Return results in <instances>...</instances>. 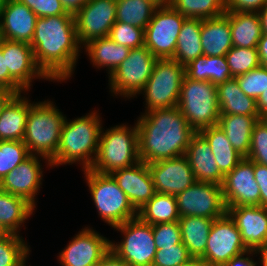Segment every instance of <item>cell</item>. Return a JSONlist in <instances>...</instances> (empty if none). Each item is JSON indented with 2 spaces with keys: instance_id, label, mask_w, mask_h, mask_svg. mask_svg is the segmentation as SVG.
<instances>
[{
  "instance_id": "obj_1",
  "label": "cell",
  "mask_w": 267,
  "mask_h": 266,
  "mask_svg": "<svg viewBox=\"0 0 267 266\" xmlns=\"http://www.w3.org/2000/svg\"><path fill=\"white\" fill-rule=\"evenodd\" d=\"M30 46L38 67L51 81L69 80L83 48L74 15L38 17Z\"/></svg>"
},
{
  "instance_id": "obj_2",
  "label": "cell",
  "mask_w": 267,
  "mask_h": 266,
  "mask_svg": "<svg viewBox=\"0 0 267 266\" xmlns=\"http://www.w3.org/2000/svg\"><path fill=\"white\" fill-rule=\"evenodd\" d=\"M136 125L138 155L147 164L185 155L196 133L178 107L142 113Z\"/></svg>"
},
{
  "instance_id": "obj_3",
  "label": "cell",
  "mask_w": 267,
  "mask_h": 266,
  "mask_svg": "<svg viewBox=\"0 0 267 266\" xmlns=\"http://www.w3.org/2000/svg\"><path fill=\"white\" fill-rule=\"evenodd\" d=\"M100 117L94 110L69 122L65 118L56 155L50 161L51 167L79 162L82 171L91 168L98 152L101 130L104 129Z\"/></svg>"
},
{
  "instance_id": "obj_4",
  "label": "cell",
  "mask_w": 267,
  "mask_h": 266,
  "mask_svg": "<svg viewBox=\"0 0 267 266\" xmlns=\"http://www.w3.org/2000/svg\"><path fill=\"white\" fill-rule=\"evenodd\" d=\"M66 116L51 101L35 102L28 112L23 142L30 155L41 156L51 168Z\"/></svg>"
},
{
  "instance_id": "obj_5",
  "label": "cell",
  "mask_w": 267,
  "mask_h": 266,
  "mask_svg": "<svg viewBox=\"0 0 267 266\" xmlns=\"http://www.w3.org/2000/svg\"><path fill=\"white\" fill-rule=\"evenodd\" d=\"M140 162L138 155V128L126 124L101 130L98 152L90 170L111 174Z\"/></svg>"
},
{
  "instance_id": "obj_6",
  "label": "cell",
  "mask_w": 267,
  "mask_h": 266,
  "mask_svg": "<svg viewBox=\"0 0 267 266\" xmlns=\"http://www.w3.org/2000/svg\"><path fill=\"white\" fill-rule=\"evenodd\" d=\"M177 107L195 132L218 125L217 86L210 81L192 80L185 75Z\"/></svg>"
},
{
  "instance_id": "obj_7",
  "label": "cell",
  "mask_w": 267,
  "mask_h": 266,
  "mask_svg": "<svg viewBox=\"0 0 267 266\" xmlns=\"http://www.w3.org/2000/svg\"><path fill=\"white\" fill-rule=\"evenodd\" d=\"M92 200L101 219L115 227L137 217L125 192L110 174H100L90 169L84 170Z\"/></svg>"
},
{
  "instance_id": "obj_8",
  "label": "cell",
  "mask_w": 267,
  "mask_h": 266,
  "mask_svg": "<svg viewBox=\"0 0 267 266\" xmlns=\"http://www.w3.org/2000/svg\"><path fill=\"white\" fill-rule=\"evenodd\" d=\"M184 76L185 66L176 60L158 59L153 73L141 91L146 102L145 111L177 107Z\"/></svg>"
},
{
  "instance_id": "obj_9",
  "label": "cell",
  "mask_w": 267,
  "mask_h": 266,
  "mask_svg": "<svg viewBox=\"0 0 267 266\" xmlns=\"http://www.w3.org/2000/svg\"><path fill=\"white\" fill-rule=\"evenodd\" d=\"M114 229L123 234L121 242L110 243V250L129 266H152L157 251L152 225L138 217L128 220Z\"/></svg>"
},
{
  "instance_id": "obj_10",
  "label": "cell",
  "mask_w": 267,
  "mask_h": 266,
  "mask_svg": "<svg viewBox=\"0 0 267 266\" xmlns=\"http://www.w3.org/2000/svg\"><path fill=\"white\" fill-rule=\"evenodd\" d=\"M157 60L145 46L130 49L128 57L108 77L111 93L124 98L140 94Z\"/></svg>"
},
{
  "instance_id": "obj_11",
  "label": "cell",
  "mask_w": 267,
  "mask_h": 266,
  "mask_svg": "<svg viewBox=\"0 0 267 266\" xmlns=\"http://www.w3.org/2000/svg\"><path fill=\"white\" fill-rule=\"evenodd\" d=\"M186 19L171 4L158 6L144 29V46L158 59L173 58L177 38Z\"/></svg>"
},
{
  "instance_id": "obj_12",
  "label": "cell",
  "mask_w": 267,
  "mask_h": 266,
  "mask_svg": "<svg viewBox=\"0 0 267 266\" xmlns=\"http://www.w3.org/2000/svg\"><path fill=\"white\" fill-rule=\"evenodd\" d=\"M247 251L234 220L226 213L213 221L201 259L207 266H223Z\"/></svg>"
},
{
  "instance_id": "obj_13",
  "label": "cell",
  "mask_w": 267,
  "mask_h": 266,
  "mask_svg": "<svg viewBox=\"0 0 267 266\" xmlns=\"http://www.w3.org/2000/svg\"><path fill=\"white\" fill-rule=\"evenodd\" d=\"M180 217L199 216L217 219L227 213L222 186L195 181L176 196Z\"/></svg>"
},
{
  "instance_id": "obj_14",
  "label": "cell",
  "mask_w": 267,
  "mask_h": 266,
  "mask_svg": "<svg viewBox=\"0 0 267 266\" xmlns=\"http://www.w3.org/2000/svg\"><path fill=\"white\" fill-rule=\"evenodd\" d=\"M116 0H89L75 15V26L81 46L109 36L116 22Z\"/></svg>"
},
{
  "instance_id": "obj_15",
  "label": "cell",
  "mask_w": 267,
  "mask_h": 266,
  "mask_svg": "<svg viewBox=\"0 0 267 266\" xmlns=\"http://www.w3.org/2000/svg\"><path fill=\"white\" fill-rule=\"evenodd\" d=\"M226 207L260 206V187L254 176V162L244 157L224 176L222 183Z\"/></svg>"
},
{
  "instance_id": "obj_16",
  "label": "cell",
  "mask_w": 267,
  "mask_h": 266,
  "mask_svg": "<svg viewBox=\"0 0 267 266\" xmlns=\"http://www.w3.org/2000/svg\"><path fill=\"white\" fill-rule=\"evenodd\" d=\"M111 241L92 228L85 227L59 252L62 266H97L110 251Z\"/></svg>"
},
{
  "instance_id": "obj_17",
  "label": "cell",
  "mask_w": 267,
  "mask_h": 266,
  "mask_svg": "<svg viewBox=\"0 0 267 266\" xmlns=\"http://www.w3.org/2000/svg\"><path fill=\"white\" fill-rule=\"evenodd\" d=\"M148 168L155 193L177 196L196 181L185 155L149 163Z\"/></svg>"
},
{
  "instance_id": "obj_18",
  "label": "cell",
  "mask_w": 267,
  "mask_h": 266,
  "mask_svg": "<svg viewBox=\"0 0 267 266\" xmlns=\"http://www.w3.org/2000/svg\"><path fill=\"white\" fill-rule=\"evenodd\" d=\"M0 49L5 58L9 74L26 90L29 91L32 80L50 79L38 67L30 44L25 42L2 39Z\"/></svg>"
},
{
  "instance_id": "obj_19",
  "label": "cell",
  "mask_w": 267,
  "mask_h": 266,
  "mask_svg": "<svg viewBox=\"0 0 267 266\" xmlns=\"http://www.w3.org/2000/svg\"><path fill=\"white\" fill-rule=\"evenodd\" d=\"M41 156L30 155L0 181V190L25 198L36 208L35 197L43 180Z\"/></svg>"
},
{
  "instance_id": "obj_20",
  "label": "cell",
  "mask_w": 267,
  "mask_h": 266,
  "mask_svg": "<svg viewBox=\"0 0 267 266\" xmlns=\"http://www.w3.org/2000/svg\"><path fill=\"white\" fill-rule=\"evenodd\" d=\"M125 192L136 211L140 210L155 194L153 179L148 164L143 161L110 174Z\"/></svg>"
},
{
  "instance_id": "obj_21",
  "label": "cell",
  "mask_w": 267,
  "mask_h": 266,
  "mask_svg": "<svg viewBox=\"0 0 267 266\" xmlns=\"http://www.w3.org/2000/svg\"><path fill=\"white\" fill-rule=\"evenodd\" d=\"M227 213L234 220L244 245L256 250L267 241V208L261 206L228 207Z\"/></svg>"
},
{
  "instance_id": "obj_22",
  "label": "cell",
  "mask_w": 267,
  "mask_h": 266,
  "mask_svg": "<svg viewBox=\"0 0 267 266\" xmlns=\"http://www.w3.org/2000/svg\"><path fill=\"white\" fill-rule=\"evenodd\" d=\"M38 16L18 0H6L0 17L2 39L30 44Z\"/></svg>"
},
{
  "instance_id": "obj_23",
  "label": "cell",
  "mask_w": 267,
  "mask_h": 266,
  "mask_svg": "<svg viewBox=\"0 0 267 266\" xmlns=\"http://www.w3.org/2000/svg\"><path fill=\"white\" fill-rule=\"evenodd\" d=\"M185 156L196 181L222 185L224 175L217 166L210 145L199 132L192 136Z\"/></svg>"
},
{
  "instance_id": "obj_24",
  "label": "cell",
  "mask_w": 267,
  "mask_h": 266,
  "mask_svg": "<svg viewBox=\"0 0 267 266\" xmlns=\"http://www.w3.org/2000/svg\"><path fill=\"white\" fill-rule=\"evenodd\" d=\"M229 12L224 15L202 20L201 45L205 56H225L233 47Z\"/></svg>"
},
{
  "instance_id": "obj_25",
  "label": "cell",
  "mask_w": 267,
  "mask_h": 266,
  "mask_svg": "<svg viewBox=\"0 0 267 266\" xmlns=\"http://www.w3.org/2000/svg\"><path fill=\"white\" fill-rule=\"evenodd\" d=\"M33 104L21 94L7 103L0 115V141H23L28 112Z\"/></svg>"
},
{
  "instance_id": "obj_26",
  "label": "cell",
  "mask_w": 267,
  "mask_h": 266,
  "mask_svg": "<svg viewBox=\"0 0 267 266\" xmlns=\"http://www.w3.org/2000/svg\"><path fill=\"white\" fill-rule=\"evenodd\" d=\"M220 115L259 116L256 100L248 97L235 77L217 85Z\"/></svg>"
},
{
  "instance_id": "obj_27",
  "label": "cell",
  "mask_w": 267,
  "mask_h": 266,
  "mask_svg": "<svg viewBox=\"0 0 267 266\" xmlns=\"http://www.w3.org/2000/svg\"><path fill=\"white\" fill-rule=\"evenodd\" d=\"M260 116L220 115L218 126L224 131L233 148L243 157H248L254 125Z\"/></svg>"
},
{
  "instance_id": "obj_28",
  "label": "cell",
  "mask_w": 267,
  "mask_h": 266,
  "mask_svg": "<svg viewBox=\"0 0 267 266\" xmlns=\"http://www.w3.org/2000/svg\"><path fill=\"white\" fill-rule=\"evenodd\" d=\"M82 47H84L94 67L108 69V76L128 57L130 51L128 47L117 44L108 36L93 39Z\"/></svg>"
},
{
  "instance_id": "obj_29",
  "label": "cell",
  "mask_w": 267,
  "mask_h": 266,
  "mask_svg": "<svg viewBox=\"0 0 267 266\" xmlns=\"http://www.w3.org/2000/svg\"><path fill=\"white\" fill-rule=\"evenodd\" d=\"M34 208L25 198L0 190V228L5 233L20 235V227Z\"/></svg>"
},
{
  "instance_id": "obj_30",
  "label": "cell",
  "mask_w": 267,
  "mask_h": 266,
  "mask_svg": "<svg viewBox=\"0 0 267 266\" xmlns=\"http://www.w3.org/2000/svg\"><path fill=\"white\" fill-rule=\"evenodd\" d=\"M233 47L257 48L262 28L258 13L229 12Z\"/></svg>"
},
{
  "instance_id": "obj_31",
  "label": "cell",
  "mask_w": 267,
  "mask_h": 266,
  "mask_svg": "<svg viewBox=\"0 0 267 266\" xmlns=\"http://www.w3.org/2000/svg\"><path fill=\"white\" fill-rule=\"evenodd\" d=\"M199 133L206 139L215 157L218 168L225 176L244 158L231 145L218 125L204 128Z\"/></svg>"
},
{
  "instance_id": "obj_32",
  "label": "cell",
  "mask_w": 267,
  "mask_h": 266,
  "mask_svg": "<svg viewBox=\"0 0 267 266\" xmlns=\"http://www.w3.org/2000/svg\"><path fill=\"white\" fill-rule=\"evenodd\" d=\"M181 239L191 257L201 258L207 246V239L214 219L185 216L178 220Z\"/></svg>"
},
{
  "instance_id": "obj_33",
  "label": "cell",
  "mask_w": 267,
  "mask_h": 266,
  "mask_svg": "<svg viewBox=\"0 0 267 266\" xmlns=\"http://www.w3.org/2000/svg\"><path fill=\"white\" fill-rule=\"evenodd\" d=\"M185 75L198 81H210L214 85L233 78L225 56H199L185 66Z\"/></svg>"
},
{
  "instance_id": "obj_34",
  "label": "cell",
  "mask_w": 267,
  "mask_h": 266,
  "mask_svg": "<svg viewBox=\"0 0 267 266\" xmlns=\"http://www.w3.org/2000/svg\"><path fill=\"white\" fill-rule=\"evenodd\" d=\"M202 19L187 18L177 38L176 50L172 59L186 66L203 55L201 45Z\"/></svg>"
},
{
  "instance_id": "obj_35",
  "label": "cell",
  "mask_w": 267,
  "mask_h": 266,
  "mask_svg": "<svg viewBox=\"0 0 267 266\" xmlns=\"http://www.w3.org/2000/svg\"><path fill=\"white\" fill-rule=\"evenodd\" d=\"M137 217L151 225L166 222H176L180 219L176 196L155 193L140 210Z\"/></svg>"
},
{
  "instance_id": "obj_36",
  "label": "cell",
  "mask_w": 267,
  "mask_h": 266,
  "mask_svg": "<svg viewBox=\"0 0 267 266\" xmlns=\"http://www.w3.org/2000/svg\"><path fill=\"white\" fill-rule=\"evenodd\" d=\"M157 8L151 0H116V21L145 29Z\"/></svg>"
},
{
  "instance_id": "obj_37",
  "label": "cell",
  "mask_w": 267,
  "mask_h": 266,
  "mask_svg": "<svg viewBox=\"0 0 267 266\" xmlns=\"http://www.w3.org/2000/svg\"><path fill=\"white\" fill-rule=\"evenodd\" d=\"M170 4L186 18L204 20L225 14V0H171Z\"/></svg>"
},
{
  "instance_id": "obj_38",
  "label": "cell",
  "mask_w": 267,
  "mask_h": 266,
  "mask_svg": "<svg viewBox=\"0 0 267 266\" xmlns=\"http://www.w3.org/2000/svg\"><path fill=\"white\" fill-rule=\"evenodd\" d=\"M22 238L12 233L0 237V266H19L29 257L30 246Z\"/></svg>"
},
{
  "instance_id": "obj_39",
  "label": "cell",
  "mask_w": 267,
  "mask_h": 266,
  "mask_svg": "<svg viewBox=\"0 0 267 266\" xmlns=\"http://www.w3.org/2000/svg\"><path fill=\"white\" fill-rule=\"evenodd\" d=\"M225 57L232 77L243 75L261 65L257 48L232 47Z\"/></svg>"
},
{
  "instance_id": "obj_40",
  "label": "cell",
  "mask_w": 267,
  "mask_h": 266,
  "mask_svg": "<svg viewBox=\"0 0 267 266\" xmlns=\"http://www.w3.org/2000/svg\"><path fill=\"white\" fill-rule=\"evenodd\" d=\"M29 156L23 141H0V181Z\"/></svg>"
},
{
  "instance_id": "obj_41",
  "label": "cell",
  "mask_w": 267,
  "mask_h": 266,
  "mask_svg": "<svg viewBox=\"0 0 267 266\" xmlns=\"http://www.w3.org/2000/svg\"><path fill=\"white\" fill-rule=\"evenodd\" d=\"M108 37L117 44L134 49L144 46L145 32L142 28L116 21Z\"/></svg>"
},
{
  "instance_id": "obj_42",
  "label": "cell",
  "mask_w": 267,
  "mask_h": 266,
  "mask_svg": "<svg viewBox=\"0 0 267 266\" xmlns=\"http://www.w3.org/2000/svg\"><path fill=\"white\" fill-rule=\"evenodd\" d=\"M235 78L241 90L255 100L267 90V69L262 65Z\"/></svg>"
},
{
  "instance_id": "obj_43",
  "label": "cell",
  "mask_w": 267,
  "mask_h": 266,
  "mask_svg": "<svg viewBox=\"0 0 267 266\" xmlns=\"http://www.w3.org/2000/svg\"><path fill=\"white\" fill-rule=\"evenodd\" d=\"M247 158L267 166V126L260 120L253 127L251 146Z\"/></svg>"
},
{
  "instance_id": "obj_44",
  "label": "cell",
  "mask_w": 267,
  "mask_h": 266,
  "mask_svg": "<svg viewBox=\"0 0 267 266\" xmlns=\"http://www.w3.org/2000/svg\"><path fill=\"white\" fill-rule=\"evenodd\" d=\"M152 232L157 250L182 242L179 221L152 225Z\"/></svg>"
},
{
  "instance_id": "obj_45",
  "label": "cell",
  "mask_w": 267,
  "mask_h": 266,
  "mask_svg": "<svg viewBox=\"0 0 267 266\" xmlns=\"http://www.w3.org/2000/svg\"><path fill=\"white\" fill-rule=\"evenodd\" d=\"M190 258L191 256L186 246L181 242L158 249L155 253L152 266H177Z\"/></svg>"
},
{
  "instance_id": "obj_46",
  "label": "cell",
  "mask_w": 267,
  "mask_h": 266,
  "mask_svg": "<svg viewBox=\"0 0 267 266\" xmlns=\"http://www.w3.org/2000/svg\"><path fill=\"white\" fill-rule=\"evenodd\" d=\"M29 7L38 17H50L67 13L60 0H18Z\"/></svg>"
},
{
  "instance_id": "obj_47",
  "label": "cell",
  "mask_w": 267,
  "mask_h": 266,
  "mask_svg": "<svg viewBox=\"0 0 267 266\" xmlns=\"http://www.w3.org/2000/svg\"><path fill=\"white\" fill-rule=\"evenodd\" d=\"M267 0H225V12H255L260 11Z\"/></svg>"
},
{
  "instance_id": "obj_48",
  "label": "cell",
  "mask_w": 267,
  "mask_h": 266,
  "mask_svg": "<svg viewBox=\"0 0 267 266\" xmlns=\"http://www.w3.org/2000/svg\"><path fill=\"white\" fill-rule=\"evenodd\" d=\"M0 86L14 91L16 94L27 92L10 74L6 68L5 58L0 49Z\"/></svg>"
},
{
  "instance_id": "obj_49",
  "label": "cell",
  "mask_w": 267,
  "mask_h": 266,
  "mask_svg": "<svg viewBox=\"0 0 267 266\" xmlns=\"http://www.w3.org/2000/svg\"><path fill=\"white\" fill-rule=\"evenodd\" d=\"M254 176L260 187V206L267 208V166L254 162Z\"/></svg>"
},
{
  "instance_id": "obj_50",
  "label": "cell",
  "mask_w": 267,
  "mask_h": 266,
  "mask_svg": "<svg viewBox=\"0 0 267 266\" xmlns=\"http://www.w3.org/2000/svg\"><path fill=\"white\" fill-rule=\"evenodd\" d=\"M254 250H248L237 257L232 258L230 261L225 263L223 266H256L258 263L254 261L250 256L255 255ZM247 255L246 257H244ZM250 255V256H249Z\"/></svg>"
},
{
  "instance_id": "obj_51",
  "label": "cell",
  "mask_w": 267,
  "mask_h": 266,
  "mask_svg": "<svg viewBox=\"0 0 267 266\" xmlns=\"http://www.w3.org/2000/svg\"><path fill=\"white\" fill-rule=\"evenodd\" d=\"M97 266H129L118 258L111 250L101 259Z\"/></svg>"
},
{
  "instance_id": "obj_52",
  "label": "cell",
  "mask_w": 267,
  "mask_h": 266,
  "mask_svg": "<svg viewBox=\"0 0 267 266\" xmlns=\"http://www.w3.org/2000/svg\"><path fill=\"white\" fill-rule=\"evenodd\" d=\"M67 13L75 15L89 0H60Z\"/></svg>"
},
{
  "instance_id": "obj_53",
  "label": "cell",
  "mask_w": 267,
  "mask_h": 266,
  "mask_svg": "<svg viewBox=\"0 0 267 266\" xmlns=\"http://www.w3.org/2000/svg\"><path fill=\"white\" fill-rule=\"evenodd\" d=\"M261 65L267 69V34H263L257 45Z\"/></svg>"
},
{
  "instance_id": "obj_54",
  "label": "cell",
  "mask_w": 267,
  "mask_h": 266,
  "mask_svg": "<svg viewBox=\"0 0 267 266\" xmlns=\"http://www.w3.org/2000/svg\"><path fill=\"white\" fill-rule=\"evenodd\" d=\"M16 95V93L8 88L0 86V115L7 103Z\"/></svg>"
},
{
  "instance_id": "obj_55",
  "label": "cell",
  "mask_w": 267,
  "mask_h": 266,
  "mask_svg": "<svg viewBox=\"0 0 267 266\" xmlns=\"http://www.w3.org/2000/svg\"><path fill=\"white\" fill-rule=\"evenodd\" d=\"M256 106L259 116L267 111V90L262 92L256 100Z\"/></svg>"
},
{
  "instance_id": "obj_56",
  "label": "cell",
  "mask_w": 267,
  "mask_h": 266,
  "mask_svg": "<svg viewBox=\"0 0 267 266\" xmlns=\"http://www.w3.org/2000/svg\"><path fill=\"white\" fill-rule=\"evenodd\" d=\"M255 253L259 255L260 253V260L259 263L262 266H267V241L263 244L260 245L256 250Z\"/></svg>"
},
{
  "instance_id": "obj_57",
  "label": "cell",
  "mask_w": 267,
  "mask_h": 266,
  "mask_svg": "<svg viewBox=\"0 0 267 266\" xmlns=\"http://www.w3.org/2000/svg\"><path fill=\"white\" fill-rule=\"evenodd\" d=\"M257 13L261 22L262 33L267 34V4Z\"/></svg>"
},
{
  "instance_id": "obj_58",
  "label": "cell",
  "mask_w": 267,
  "mask_h": 266,
  "mask_svg": "<svg viewBox=\"0 0 267 266\" xmlns=\"http://www.w3.org/2000/svg\"><path fill=\"white\" fill-rule=\"evenodd\" d=\"M177 266H207L201 258L191 257L187 261L177 265Z\"/></svg>"
},
{
  "instance_id": "obj_59",
  "label": "cell",
  "mask_w": 267,
  "mask_h": 266,
  "mask_svg": "<svg viewBox=\"0 0 267 266\" xmlns=\"http://www.w3.org/2000/svg\"><path fill=\"white\" fill-rule=\"evenodd\" d=\"M156 3L158 6L168 5L170 4L171 0H151Z\"/></svg>"
},
{
  "instance_id": "obj_60",
  "label": "cell",
  "mask_w": 267,
  "mask_h": 266,
  "mask_svg": "<svg viewBox=\"0 0 267 266\" xmlns=\"http://www.w3.org/2000/svg\"><path fill=\"white\" fill-rule=\"evenodd\" d=\"M260 121L267 126V111L260 116Z\"/></svg>"
},
{
  "instance_id": "obj_61",
  "label": "cell",
  "mask_w": 267,
  "mask_h": 266,
  "mask_svg": "<svg viewBox=\"0 0 267 266\" xmlns=\"http://www.w3.org/2000/svg\"><path fill=\"white\" fill-rule=\"evenodd\" d=\"M5 3H6V0H0V17H1L2 10L4 9Z\"/></svg>"
},
{
  "instance_id": "obj_62",
  "label": "cell",
  "mask_w": 267,
  "mask_h": 266,
  "mask_svg": "<svg viewBox=\"0 0 267 266\" xmlns=\"http://www.w3.org/2000/svg\"><path fill=\"white\" fill-rule=\"evenodd\" d=\"M26 261H27V258L19 265V266H26Z\"/></svg>"
},
{
  "instance_id": "obj_63",
  "label": "cell",
  "mask_w": 267,
  "mask_h": 266,
  "mask_svg": "<svg viewBox=\"0 0 267 266\" xmlns=\"http://www.w3.org/2000/svg\"><path fill=\"white\" fill-rule=\"evenodd\" d=\"M5 232L0 228V237L3 236Z\"/></svg>"
},
{
  "instance_id": "obj_64",
  "label": "cell",
  "mask_w": 267,
  "mask_h": 266,
  "mask_svg": "<svg viewBox=\"0 0 267 266\" xmlns=\"http://www.w3.org/2000/svg\"><path fill=\"white\" fill-rule=\"evenodd\" d=\"M1 40H2V36H1V30H0V42H1Z\"/></svg>"
}]
</instances>
